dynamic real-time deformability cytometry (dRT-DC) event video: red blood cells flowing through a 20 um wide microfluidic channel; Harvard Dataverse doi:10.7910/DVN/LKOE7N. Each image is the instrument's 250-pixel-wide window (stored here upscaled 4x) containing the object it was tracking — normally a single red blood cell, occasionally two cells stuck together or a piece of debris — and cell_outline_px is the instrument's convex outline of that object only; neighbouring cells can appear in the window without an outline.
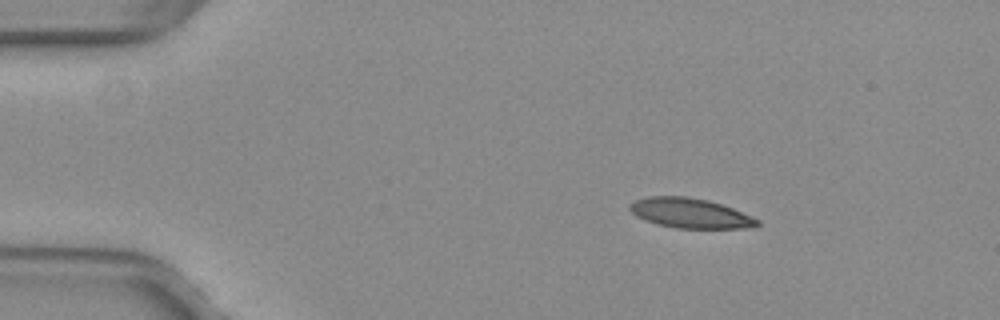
{"species": "common noctule bat (a hibernating species)", "species_latin": "Nyctalus noctula", "temperature_condition": "warm", "stored_images_in_passage": 45, "camera_frame_rate_fps": 3000, "um_per_image_px": 0.085, "animal": {"sex": "female", "body_mass_g": 29.2, "forearm_length_mm": 56.3}, "frame": {"image": 1, "passage_image": 1, "time_ms": 0.0, "image_size_px": [1000, 320], "cell_outline_px": [[760, 224], [756, 228], [676, 228], [656, 224], [636, 216], [628, 208], [628, 204], [636, 200], [648, 196], [688, 196], [708, 200], [732, 208], [752, 216], [760, 220]], "centroid_in_image_um": [58.68, 18.12], "position_along_channel_um": 26.3, "area_um2": 22.31}}
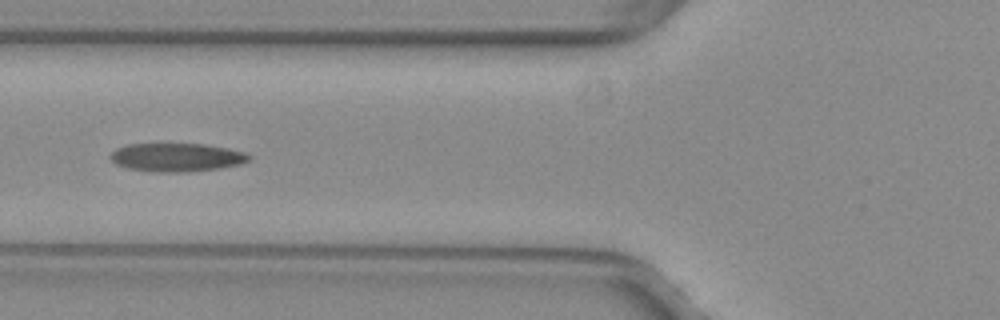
{"frame": {"image": 2, "passage_image": 13, "time_ms": 4.0, "image_size_px": [1000, 320], "cell_outline_px": [[252, 160], [240, 164], [220, 168], [188, 172], [152, 172], [128, 168], [116, 164], [108, 156], [116, 148], [128, 144], [204, 144], [228, 148], [244, 152], [252, 156]], "centroid_in_image_um": [15.03, 13.38], "position_along_channel_um": 110.8, "area_um2": 23.12}}
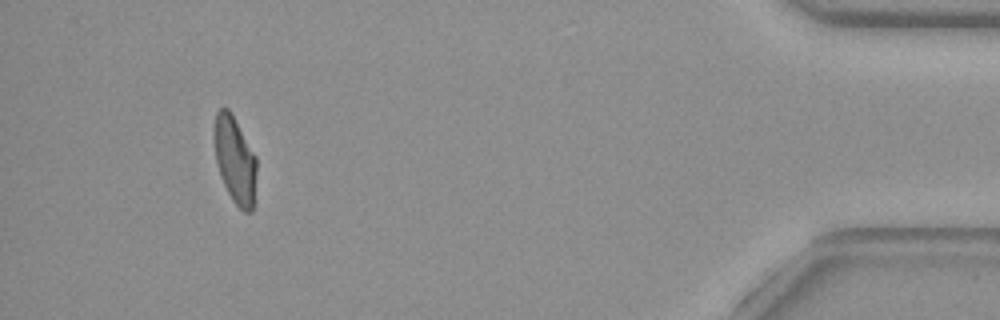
{"frame": {"image": 3, "passage_image": 41, "time_ms": 13.333, "image_size_px": [1000, 320], "cell_outline_px": [[256, 172], [252, 212], [244, 212], [232, 200], [224, 184], [216, 160], [216, 112], [220, 108], [228, 108], [232, 112], [256, 156]], "centroid_in_image_um": [20.01, 13.6], "position_along_channel_um": 415.2, "area_um2": 20.87}, "authors_computed_cell_mechanics": {"area_um2": 22.4842, "velocity_mm_per_s": 3.9884, "shape_relaxation_time_tau1_ms": null, "shape_relaxation_time_tau2_ms": 2.5335, "deformation_change_tau1": null, "deformation_change_tau2": 0.0833}}